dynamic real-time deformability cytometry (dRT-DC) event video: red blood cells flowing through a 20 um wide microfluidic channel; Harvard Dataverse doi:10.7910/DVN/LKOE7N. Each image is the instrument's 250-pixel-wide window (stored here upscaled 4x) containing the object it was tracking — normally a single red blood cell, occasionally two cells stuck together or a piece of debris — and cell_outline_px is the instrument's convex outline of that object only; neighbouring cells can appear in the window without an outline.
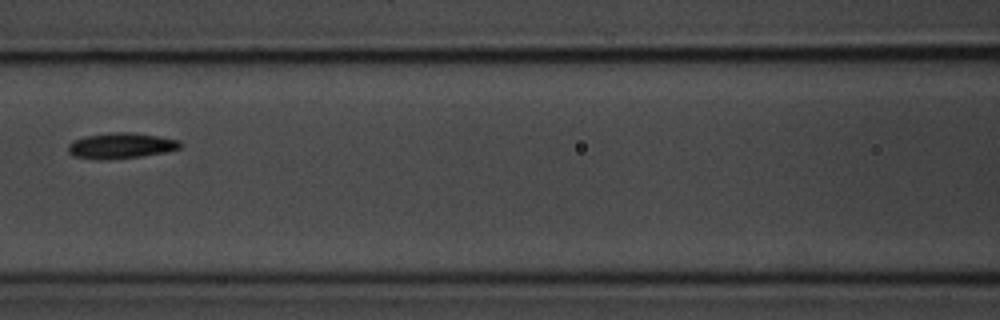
{"species": "common noctule bat (a hibernating species)", "species_latin": "Nyctalus noctula", "temperature_condition": "room temperature", "stored_images_in_passage": 7, "camera_frame_rate_fps": 3000, "um_per_image_px": 0.085, "animal": {"sex": "male", "body_mass_g": 20.1, "forearm_length_mm": 53.5}, "frame": {"image": 1, "passage_image": 7, "time_ms": 7.0, "image_size_px": [1000, 320], "cell_outline_px": [[184, 144], [180, 148], [168, 152], [112, 160], [100, 160], [72, 156], [68, 152], [68, 144], [72, 140], [84, 136], [112, 132], [132, 132], [160, 136], [180, 140]], "centroid_in_image_um": [10.29, 12.38], "position_along_channel_um": 156.3, "area_um2": 17.22}}